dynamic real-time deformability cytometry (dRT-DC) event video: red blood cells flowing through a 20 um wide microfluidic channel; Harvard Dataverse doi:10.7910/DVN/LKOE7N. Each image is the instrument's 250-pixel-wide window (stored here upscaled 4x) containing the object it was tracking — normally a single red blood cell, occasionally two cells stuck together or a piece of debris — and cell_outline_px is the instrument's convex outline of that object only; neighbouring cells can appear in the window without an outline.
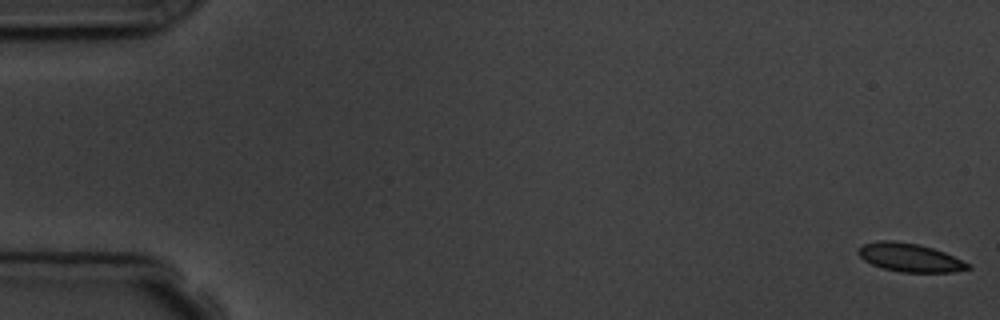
{"species": "common noctule bat (a hibernating species)", "species_latin": "Nyctalus noctula", "temperature_condition": "room temperature", "stored_images_in_passage": 6, "camera_frame_rate_fps": 3000, "um_per_image_px": 0.085, "animal": {"sex": "male", "body_mass_g": 19.5, "forearm_length_mm": 54.6}, "frame": {"image": 1, "passage_image": 1, "time_ms": 0.0, "image_size_px": [1000, 320], "cell_outline_px": [[972, 268], [952, 272], [900, 272], [884, 268], [872, 264], [864, 260], [856, 252], [856, 248], [864, 244], [880, 240], [892, 240], [916, 244], [932, 248], [944, 252], [972, 264]], "centroid_in_image_um": [77.33, 21.89], "position_along_channel_um": 7.7, "area_um2": 18.15}}